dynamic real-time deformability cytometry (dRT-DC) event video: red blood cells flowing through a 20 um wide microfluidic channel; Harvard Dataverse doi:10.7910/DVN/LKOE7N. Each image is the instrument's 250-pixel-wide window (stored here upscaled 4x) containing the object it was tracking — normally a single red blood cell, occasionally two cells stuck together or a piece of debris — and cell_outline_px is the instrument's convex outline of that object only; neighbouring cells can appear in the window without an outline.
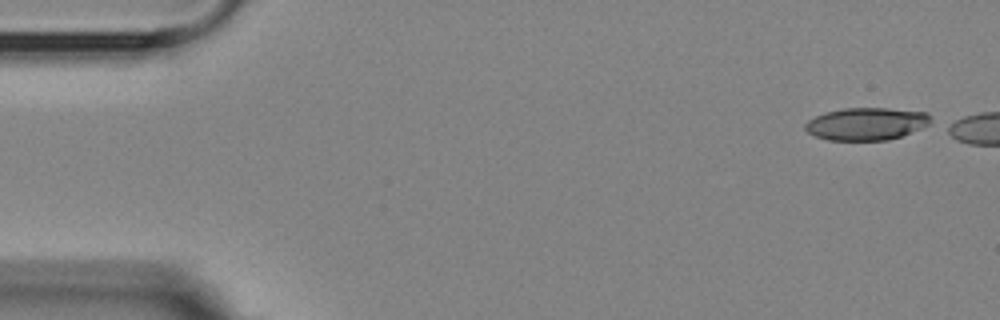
{"species": "Egyptian fruit bat (a non-hibernating species)", "species_latin": "Rousettus aegyptiacus", "temperature_condition": "room temperature", "stored_images_in_passage": 3, "camera_frame_rate_fps": 3000, "um_per_image_px": 0.085, "animal": {"sex": "female"}, "frame": {"image": 1, "passage_image": 1, "time_ms": 0.0, "image_size_px": [1000, 320], "cell_outline_px": [[932, 120], [928, 124], [920, 128], [900, 136], [888, 140], [828, 140], [816, 136], [808, 132], [804, 128], [804, 124], [808, 120], [824, 112], [844, 108], [888, 108], [928, 112], [932, 116]], "centroid_in_image_um": [73.64, 10.51], "position_along_channel_um": 11.4, "area_um2": 23.76}}